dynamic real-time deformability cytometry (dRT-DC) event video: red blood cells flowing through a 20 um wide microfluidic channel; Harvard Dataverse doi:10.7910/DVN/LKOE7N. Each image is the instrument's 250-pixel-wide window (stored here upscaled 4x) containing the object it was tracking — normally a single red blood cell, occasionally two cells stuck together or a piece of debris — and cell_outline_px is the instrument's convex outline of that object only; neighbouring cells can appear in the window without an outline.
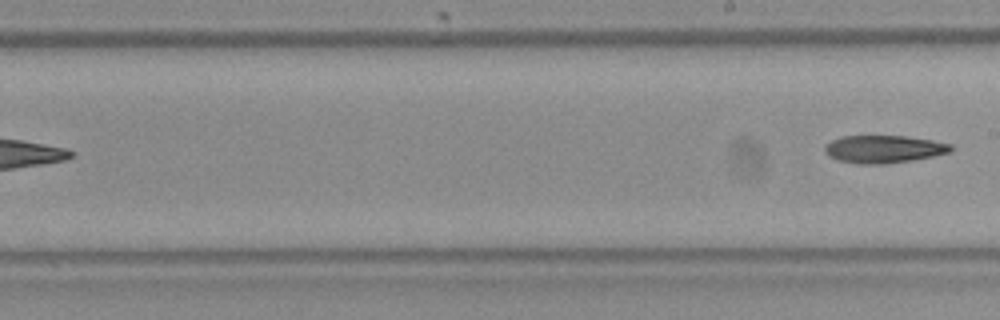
{"species": "Egyptian fruit bat (a non-hibernating species)", "species_latin": "Rousettus aegyptiacus", "temperature_condition": "room temperature", "stored_images_in_passage": 9, "segment_of_instrument_passage": [2, 2], "camera_frame_rate_fps": 3000, "um_per_image_px": 0.085, "frame": {"image": 1, "passage_image": 9, "time_ms": 2.667, "image_size_px": [1000, 320], "cell_outline_px": [[952, 152], [912, 160], [884, 164], [856, 164], [836, 160], [828, 156], [824, 152], [824, 144], [840, 136], [908, 136], [932, 140], [952, 144]], "centroid_in_image_um": [75.08, 12.67], "position_along_channel_um": 213.9, "area_um2": 20.58}}